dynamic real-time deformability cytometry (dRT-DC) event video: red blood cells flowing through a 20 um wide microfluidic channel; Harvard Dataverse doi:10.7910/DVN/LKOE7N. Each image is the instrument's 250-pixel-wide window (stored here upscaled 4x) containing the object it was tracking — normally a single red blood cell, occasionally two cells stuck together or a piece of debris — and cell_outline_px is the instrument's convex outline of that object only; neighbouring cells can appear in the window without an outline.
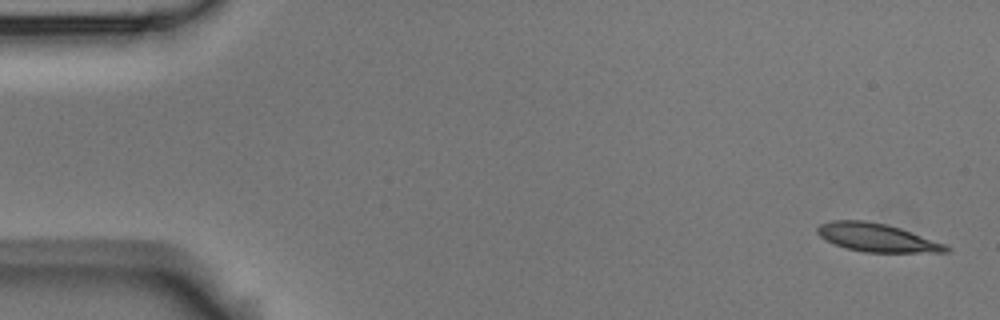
{"species": "Egyptian fruit bat (a non-hibernating species)", "species_latin": "Rousettus aegyptiacus", "temperature_condition": "room temperature", "stored_images_in_passage": 2, "segment_of_instrument_passage": [2, 2], "camera_frame_rate_fps": 3000, "um_per_image_px": 0.085, "animal": {"sex": "male"}, "frame": {"image": 1, "passage_image": 2, "time_ms": 0.333, "image_size_px": [1000, 320], "cell_outline_px": [[952, 248], [948, 252], [864, 252], [844, 248], [820, 236], [816, 232], [816, 228], [820, 224], [832, 220], [864, 220], [888, 224], [900, 228], [944, 244]], "centroid_in_image_um": [74.51, 20.19], "position_along_channel_um": 10.5, "area_um2": 21.04}}